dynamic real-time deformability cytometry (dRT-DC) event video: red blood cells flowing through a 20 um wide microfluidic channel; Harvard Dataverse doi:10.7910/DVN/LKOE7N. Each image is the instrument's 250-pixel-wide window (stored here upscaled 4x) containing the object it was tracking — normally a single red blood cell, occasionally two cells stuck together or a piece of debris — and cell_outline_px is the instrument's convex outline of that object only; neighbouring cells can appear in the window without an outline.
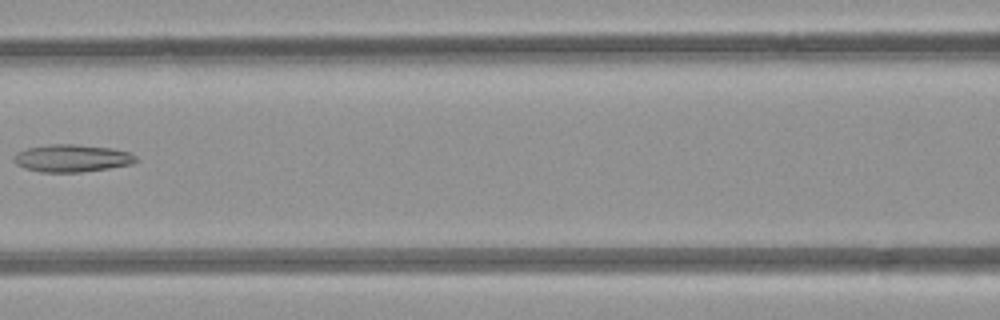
{"species": "common noctule bat (a hibernating species)", "species_latin": "Nyctalus noctula", "temperature_condition": "room temperature", "stored_images_in_passage": 5, "camera_frame_rate_fps": 3000, "um_per_image_px": 0.085, "animal": {"sex": "female", "body_mass_g": 21.9}, "frame": {"image": 1, "passage_image": 5, "time_ms": 4.667, "image_size_px": [1000, 320], "cell_outline_px": [[140, 160], [132, 164], [108, 168], [80, 172], [40, 172], [24, 168], [16, 164], [12, 160], [16, 152], [28, 148], [52, 144], [72, 144], [112, 148], [128, 152], [136, 156]], "centroid_in_image_um": [6.11, 13.45], "position_along_channel_um": 160.5, "area_um2": 19.54}}